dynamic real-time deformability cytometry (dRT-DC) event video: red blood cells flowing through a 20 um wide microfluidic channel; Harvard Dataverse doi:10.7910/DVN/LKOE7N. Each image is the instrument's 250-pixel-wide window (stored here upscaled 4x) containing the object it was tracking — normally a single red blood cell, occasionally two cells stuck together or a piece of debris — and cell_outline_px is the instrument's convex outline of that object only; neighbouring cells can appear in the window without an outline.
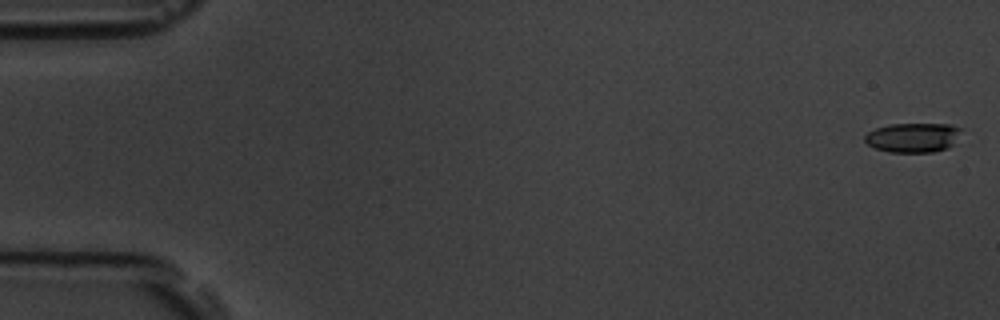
{"species": "common noctule bat (a hibernating species)", "species_latin": "Nyctalus noctula", "temperature_condition": "room temperature", "stored_images_in_passage": 5, "camera_frame_rate_fps": 3000, "um_per_image_px": 0.085, "animal": {"sex": "male", "body_mass_g": 19.5, "forearm_length_mm": 54.6}, "frame": {"image": 1, "passage_image": 1, "time_ms": 0.0, "image_size_px": [1000, 320], "cell_outline_px": [[964, 128], [952, 144], [948, 148], [932, 152], [888, 152], [876, 148], [868, 144], [864, 140], [864, 136], [868, 132], [876, 128], [892, 124], [952, 124]], "centroid_in_image_um": [77.63, 11.68], "position_along_channel_um": 7.4, "area_um2": 16.59}}
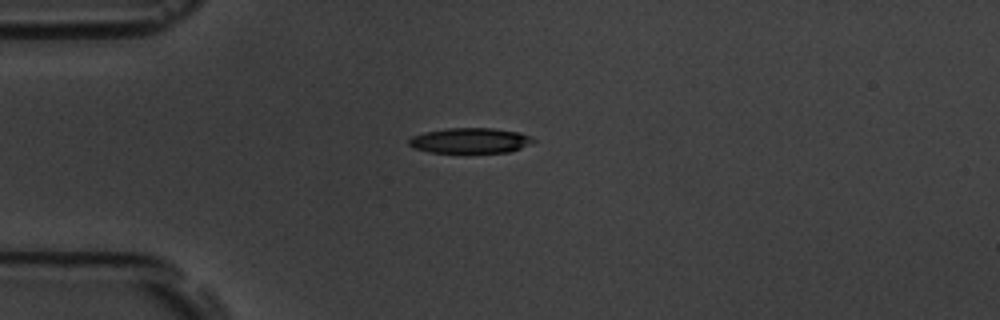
{"frame": {"image": 2, "passage_image": 5, "time_ms": 4.667, "image_size_px": [1000, 320], "cell_outline_px": [[536, 140], [520, 148], [508, 152], [432, 152], [412, 148], [408, 144], [408, 140], [412, 136], [424, 132], [448, 128], [492, 128], [520, 132], [532, 136]], "centroid_in_image_um": [39.95, 11.94], "position_along_channel_um": 45.0, "area_um2": 18.26}}